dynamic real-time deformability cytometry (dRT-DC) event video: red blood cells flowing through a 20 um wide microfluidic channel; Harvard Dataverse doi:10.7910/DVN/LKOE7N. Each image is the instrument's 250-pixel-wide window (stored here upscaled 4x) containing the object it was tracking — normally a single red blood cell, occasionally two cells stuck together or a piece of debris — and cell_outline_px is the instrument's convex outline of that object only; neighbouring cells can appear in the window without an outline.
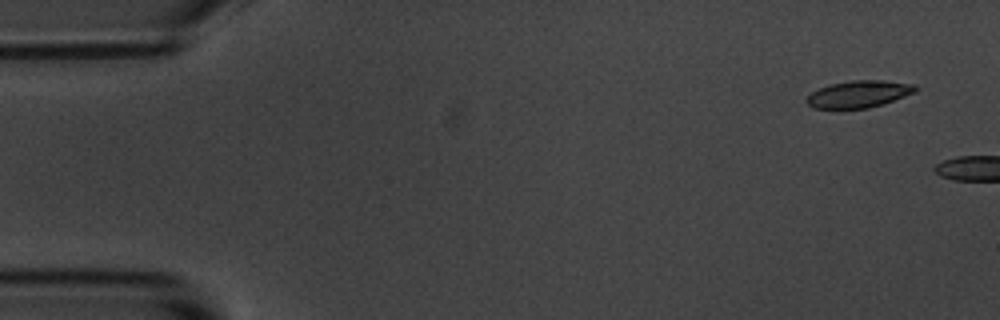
{"species": "common noctule bat (a hibernating species)", "species_latin": "Nyctalus noctula", "temperature_condition": "room temperature", "stored_images_in_passage": 2, "camera_frame_rate_fps": 3000, "um_per_image_px": 0.085, "animal": {"sex": "male", "body_mass_g": 20.1, "forearm_length_mm": 53.5}, "frame": {"image": 1, "passage_image": 1, "time_ms": 0.0, "image_size_px": [1000, 320], "cell_outline_px": [[920, 88], [916, 92], [884, 104], [868, 108], [812, 108], [804, 100], [812, 92], [820, 88], [832, 84], [852, 80], [884, 80], [916, 84]], "centroid_in_image_um": [73.06, 7.99], "position_along_channel_um": 11.9, "area_um2": 17.22}}